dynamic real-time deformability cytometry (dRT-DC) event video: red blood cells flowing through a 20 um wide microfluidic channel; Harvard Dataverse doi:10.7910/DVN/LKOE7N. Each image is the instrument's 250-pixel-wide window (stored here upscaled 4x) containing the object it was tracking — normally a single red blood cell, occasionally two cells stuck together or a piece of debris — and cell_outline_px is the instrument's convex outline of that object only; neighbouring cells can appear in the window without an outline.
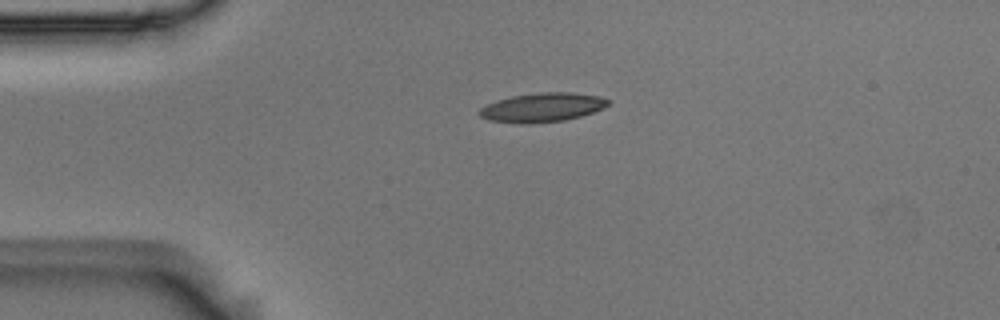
{"species": "Egyptian fruit bat (a non-hibernating species)", "species_latin": "Rousettus aegyptiacus", "temperature_condition": "room temperature", "stored_images_in_passage": 5, "camera_frame_rate_fps": 3000, "um_per_image_px": 0.085, "animal": {"sex": "male"}, "frame": {"image": 1, "passage_image": 5, "time_ms": 1.333, "image_size_px": [1000, 320], "cell_outline_px": [[608, 104], [604, 108], [580, 116], [564, 120], [528, 124], [520, 124], [488, 120], [480, 116], [476, 112], [480, 108], [496, 100], [512, 96], [540, 92], [572, 92], [600, 96], [608, 100]], "centroid_in_image_um": [46.05, 9.13], "position_along_channel_um": 38.9, "area_um2": 21.85}}